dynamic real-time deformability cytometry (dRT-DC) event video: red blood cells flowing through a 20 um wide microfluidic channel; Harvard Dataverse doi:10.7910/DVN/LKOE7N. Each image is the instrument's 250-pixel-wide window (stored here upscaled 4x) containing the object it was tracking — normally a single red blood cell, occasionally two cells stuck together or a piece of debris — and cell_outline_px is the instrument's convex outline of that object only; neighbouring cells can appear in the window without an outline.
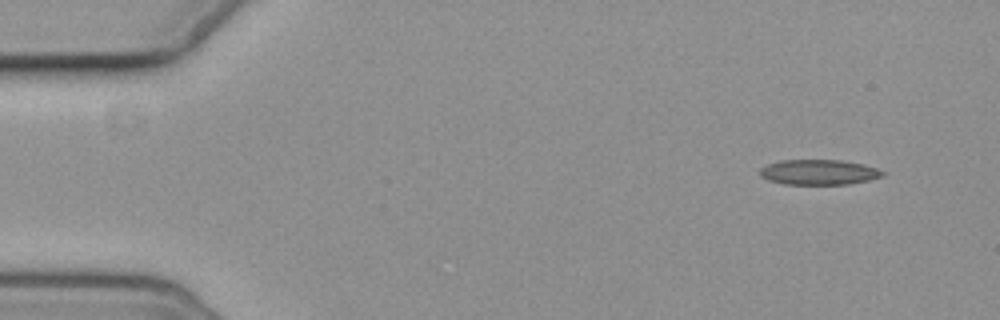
{"species": "common noctule bat (a hibernating species)", "species_latin": "Nyctalus noctula", "temperature_condition": "cold", "stored_images_in_passage": 10, "camera_frame_rate_fps": 3000, "um_per_image_px": 0.085, "animal": {"sex": "female", "body_mass_g": 19.3, "forearm_length_mm": 54.1}, "frame": {"image": 1, "passage_image": 1, "time_ms": 0.0, "image_size_px": [1000, 320], "cell_outline_px": [[888, 172], [884, 176], [868, 180], [848, 184], [784, 184], [768, 180], [760, 176], [760, 168], [768, 164], [780, 160], [844, 160], [864, 164]], "centroid_in_image_um": [69.63, 14.63], "position_along_channel_um": 15.4, "area_um2": 18.15}}
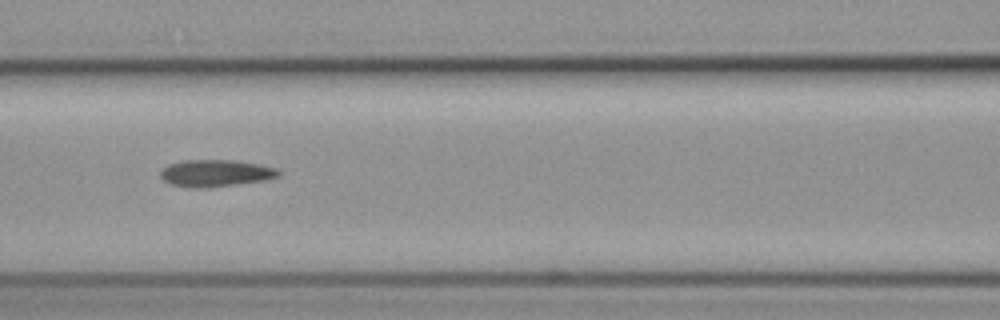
{"frame": {"image": 2, "passage_image": 6, "time_ms": 6.667, "image_size_px": [1000, 320], "cell_outline_px": [[280, 176], [264, 180], [208, 188], [196, 188], [172, 184], [164, 180], [160, 176], [160, 172], [168, 164], [184, 160], [236, 160], [260, 164], [276, 168], [280, 172]], "centroid_in_image_um": [18.34, 14.71], "position_along_channel_um": 148.3, "area_um2": 18.5}}
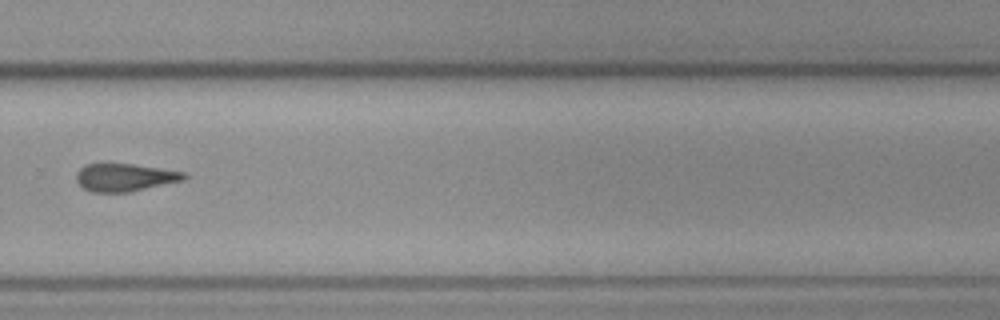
{"frame": {"image": 3, "passage_image": 10, "time_ms": 11.333, "image_size_px": [1000, 320], "cell_outline_px": [[188, 176], [184, 180], [128, 192], [92, 192], [84, 188], [76, 180], [76, 172], [84, 164], [104, 160], [160, 168], [184, 172]], "centroid_in_image_um": [10.54, 15.03], "position_along_channel_um": 319.3, "area_um2": 17.98}}